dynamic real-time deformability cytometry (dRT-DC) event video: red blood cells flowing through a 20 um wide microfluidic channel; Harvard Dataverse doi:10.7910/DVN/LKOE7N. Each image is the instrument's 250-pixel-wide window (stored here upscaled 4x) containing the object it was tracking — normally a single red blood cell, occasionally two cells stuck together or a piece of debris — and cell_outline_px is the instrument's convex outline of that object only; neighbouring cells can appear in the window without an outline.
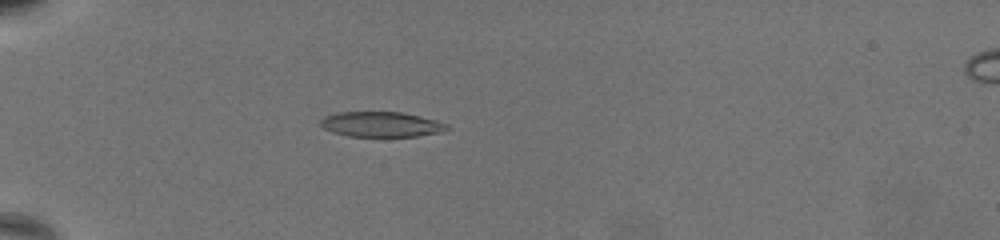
{"species": "common noctule bat (a hibernating species)", "species_latin": "Nyctalus noctula", "temperature_condition": "warm", "stored_images_in_passage": 69, "camera_frame_rate_fps": 3000, "um_per_image_px": 0.085, "animal": {"sex": "female", "body_mass_g": 19.5, "forearm_length_mm": 54.1}, "frame": {"image": 1, "passage_image": 24, "time_ms": 7.667, "image_size_px": [1000, 240], "cell_outline_px": [[448, 128], [444, 132], [416, 136], [348, 136], [332, 132], [324, 128], [320, 124], [320, 120], [324, 116], [336, 112], [400, 112], [448, 124]], "centroid_in_image_um": [32.35, 10.57], "position_along_channel_um": 52.6, "area_um2": 18.32}}
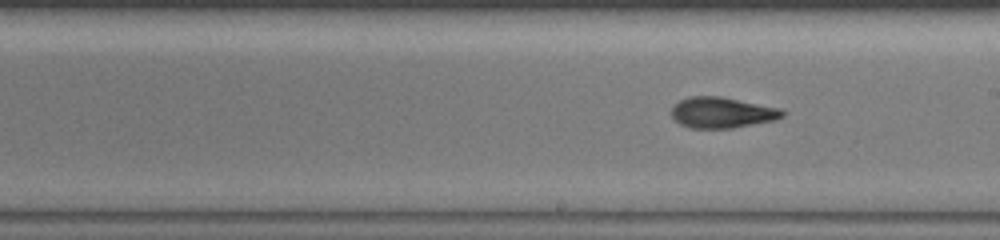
{"frame": {"image": 2, "passage_image": 43, "time_ms": 14.0, "image_size_px": [1000, 240], "cell_outline_px": [[788, 112], [784, 116], [772, 120], [732, 128], [688, 128], [680, 124], [672, 116], [672, 108], [680, 100], [688, 96], [720, 96], [780, 108]], "centroid_in_image_um": [61.37, 9.56], "position_along_channel_um": 227.6, "area_um2": 19.83}}
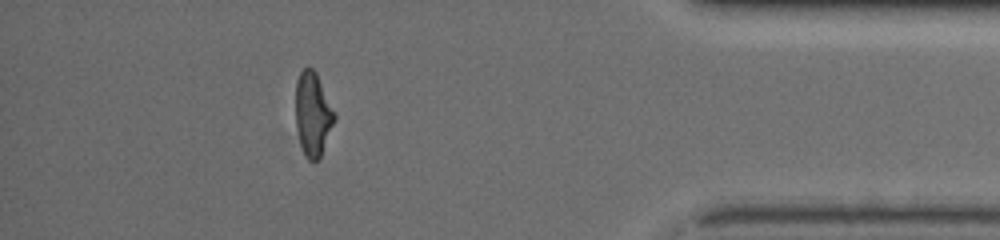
{"frame": {"image": 3, "passage_image": 63, "time_ms": 20.667, "image_size_px": [1000, 240], "cell_outline_px": [[336, 120], [320, 156], [316, 160], [308, 160], [300, 144], [296, 128], [296, 80], [300, 72], [304, 68], [312, 68], [316, 72], [336, 116]], "centroid_in_image_um": [26.59, 9.69], "position_along_channel_um": 408.6, "area_um2": 18.73}, "authors_computed_cell_mechanics": {"area_um2": 19.4786, "velocity_mm_per_s": 3.2175, "shape_relaxation_time_tau1_ms": 7.4348, "shape_relaxation_time_tau2_ms": 2.4734, "deformation_change_tau1": 0.246, "deformation_change_tau2": 0.1022}}